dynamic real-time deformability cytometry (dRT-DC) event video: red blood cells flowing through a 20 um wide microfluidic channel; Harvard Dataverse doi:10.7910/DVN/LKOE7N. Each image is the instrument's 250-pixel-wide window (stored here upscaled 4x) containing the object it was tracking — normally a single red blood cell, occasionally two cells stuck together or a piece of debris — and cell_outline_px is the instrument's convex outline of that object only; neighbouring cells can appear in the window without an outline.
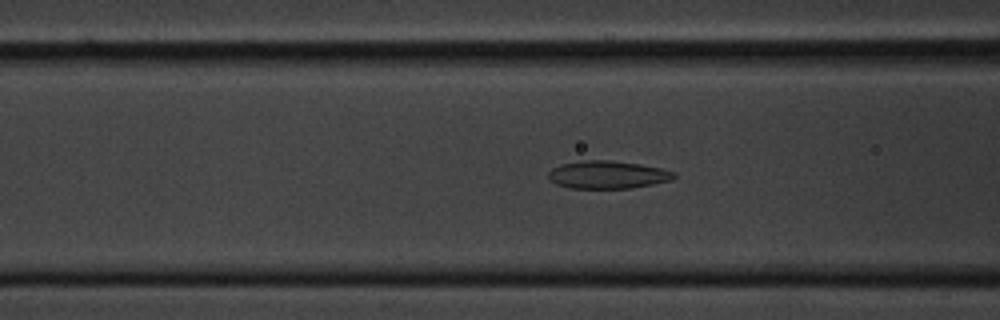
{"species": "common noctule bat (a hibernating species)", "species_latin": "Nyctalus noctula", "temperature_condition": "cold", "stored_images_in_passage": 53, "camera_frame_rate_fps": 3000, "um_per_image_px": 0.085, "animal": {"sex": "male", "body_mass_g": 20.1, "forearm_length_mm": 53.5}, "frame": {"image": 1, "passage_image": 19, "time_ms": 6.0, "image_size_px": [1000, 320], "cell_outline_px": [[676, 176], [672, 180], [632, 188], [572, 188], [556, 184], [548, 176], [548, 172], [552, 168], [560, 164], [584, 160], [608, 160], [640, 164], [660, 168], [676, 172]], "centroid_in_image_um": [51.66, 14.85], "position_along_channel_um": 114.9, "area_um2": 20.29}}
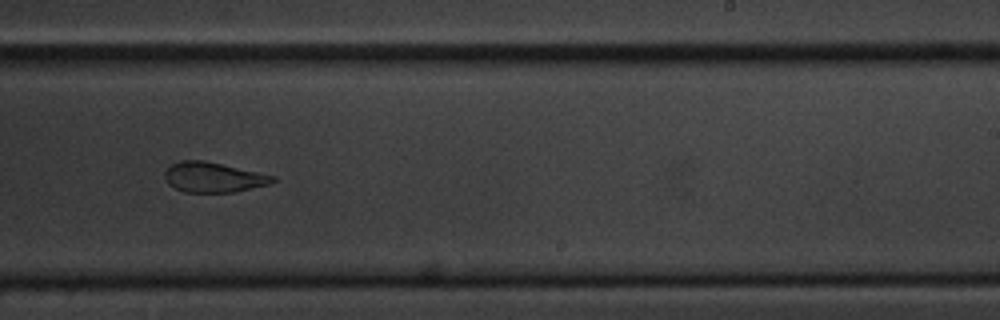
{"frame": {"image": 2, "passage_image": 32, "time_ms": 10.333, "image_size_px": [1000, 320], "cell_outline_px": [[276, 180], [268, 184], [232, 192], [184, 192], [168, 184], [164, 180], [164, 172], [172, 164], [180, 160], [204, 160], [276, 176]], "centroid_in_image_um": [18.09, 15.06], "position_along_channel_um": 270.9, "area_um2": 18.79}}
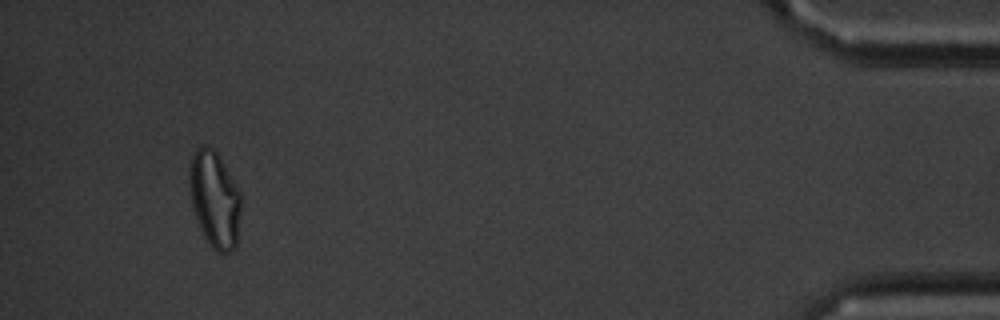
{"frame": {"image": 3, "passage_image": 50, "time_ms": 16.333, "image_size_px": [1000, 320], "cell_outline_px": [[244, 196], [236, 248], [228, 252], [216, 252], [208, 244], [200, 228], [192, 204], [192, 156], [204, 144], [212, 148], [216, 152]], "centroid_in_image_um": [18.35, 17.03], "position_along_channel_um": 416.8, "area_um2": 28.61}, "authors_computed_cell_mechanics": {"area_um2": 21.2704, "velocity_mm_per_s": 3.5993, "shape_relaxation_time_tau1_ms": 6.9001, "shape_relaxation_time_tau2_ms": 2.5984, "deformation_change_tau1": 0.155, "deformation_change_tau2": 0.0917}}